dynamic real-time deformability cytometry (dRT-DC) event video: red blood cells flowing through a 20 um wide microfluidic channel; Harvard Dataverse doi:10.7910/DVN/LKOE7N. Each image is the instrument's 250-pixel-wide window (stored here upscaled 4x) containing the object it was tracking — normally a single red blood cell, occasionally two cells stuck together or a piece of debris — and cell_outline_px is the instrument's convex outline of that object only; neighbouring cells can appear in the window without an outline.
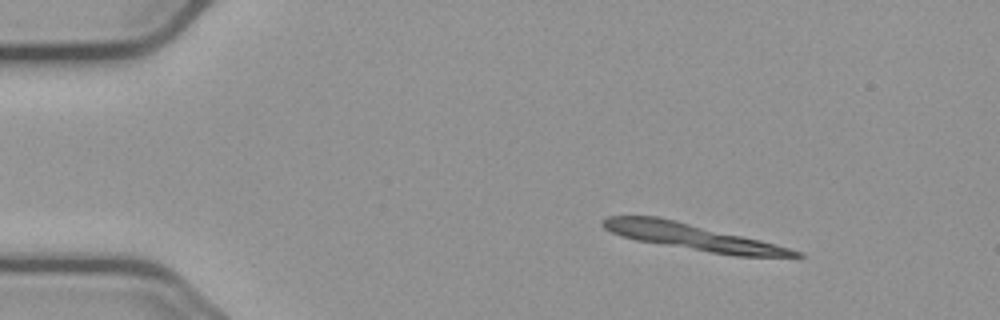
{"species": "common noctule bat (a hibernating species)", "species_latin": "Nyctalus noctula", "temperature_condition": "cold", "stored_images_in_passage": 12, "camera_frame_rate_fps": 3000, "um_per_image_px": 0.085, "animal": {"sex": "male", "body_mass_g": 23.1, "forearm_length_mm": 52.7}, "frame": {"image": 1, "passage_image": 6, "time_ms": 1.667, "image_size_px": [1000, 320], "cell_outline_px": [[804, 256], [736, 256], [636, 240], [620, 236], [604, 228], [600, 224], [600, 220], [608, 216], [656, 216], [676, 220], [760, 240], [776, 244], [804, 252]], "centroid_in_image_um": [58.82, 20.12], "position_along_channel_um": 26.2, "area_um2": 29.07}}